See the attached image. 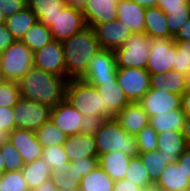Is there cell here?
Returning a JSON list of instances; mask_svg holds the SVG:
<instances>
[{
  "mask_svg": "<svg viewBox=\"0 0 190 191\" xmlns=\"http://www.w3.org/2000/svg\"><path fill=\"white\" fill-rule=\"evenodd\" d=\"M67 82L65 77L33 67L18 81V85L21 98L54 107L65 98Z\"/></svg>",
  "mask_w": 190,
  "mask_h": 191,
  "instance_id": "cell-1",
  "label": "cell"
},
{
  "mask_svg": "<svg viewBox=\"0 0 190 191\" xmlns=\"http://www.w3.org/2000/svg\"><path fill=\"white\" fill-rule=\"evenodd\" d=\"M61 43L66 64V79H81L86 74L90 61L101 50L93 28L86 26Z\"/></svg>",
  "mask_w": 190,
  "mask_h": 191,
  "instance_id": "cell-2",
  "label": "cell"
},
{
  "mask_svg": "<svg viewBox=\"0 0 190 191\" xmlns=\"http://www.w3.org/2000/svg\"><path fill=\"white\" fill-rule=\"evenodd\" d=\"M98 157L109 151H122L130 157H137L135 135L127 133L115 119H106L94 134Z\"/></svg>",
  "mask_w": 190,
  "mask_h": 191,
  "instance_id": "cell-3",
  "label": "cell"
},
{
  "mask_svg": "<svg viewBox=\"0 0 190 191\" xmlns=\"http://www.w3.org/2000/svg\"><path fill=\"white\" fill-rule=\"evenodd\" d=\"M34 53L21 41L15 40L0 54V71L4 80L18 82L34 67Z\"/></svg>",
  "mask_w": 190,
  "mask_h": 191,
  "instance_id": "cell-4",
  "label": "cell"
},
{
  "mask_svg": "<svg viewBox=\"0 0 190 191\" xmlns=\"http://www.w3.org/2000/svg\"><path fill=\"white\" fill-rule=\"evenodd\" d=\"M65 98L84 115L103 117V100L95 86L81 79H70L66 84Z\"/></svg>",
  "mask_w": 190,
  "mask_h": 191,
  "instance_id": "cell-5",
  "label": "cell"
},
{
  "mask_svg": "<svg viewBox=\"0 0 190 191\" xmlns=\"http://www.w3.org/2000/svg\"><path fill=\"white\" fill-rule=\"evenodd\" d=\"M151 39L145 33H133L114 50L117 68H147Z\"/></svg>",
  "mask_w": 190,
  "mask_h": 191,
  "instance_id": "cell-6",
  "label": "cell"
},
{
  "mask_svg": "<svg viewBox=\"0 0 190 191\" xmlns=\"http://www.w3.org/2000/svg\"><path fill=\"white\" fill-rule=\"evenodd\" d=\"M51 109L47 104L21 98L14 106L16 127L35 132L50 120Z\"/></svg>",
  "mask_w": 190,
  "mask_h": 191,
  "instance_id": "cell-7",
  "label": "cell"
},
{
  "mask_svg": "<svg viewBox=\"0 0 190 191\" xmlns=\"http://www.w3.org/2000/svg\"><path fill=\"white\" fill-rule=\"evenodd\" d=\"M177 48L173 38H153L146 70L149 74H167L173 70Z\"/></svg>",
  "mask_w": 190,
  "mask_h": 191,
  "instance_id": "cell-8",
  "label": "cell"
},
{
  "mask_svg": "<svg viewBox=\"0 0 190 191\" xmlns=\"http://www.w3.org/2000/svg\"><path fill=\"white\" fill-rule=\"evenodd\" d=\"M117 63L114 50L101 49L89 63V68L81 80L92 86L102 82L113 81L116 78Z\"/></svg>",
  "mask_w": 190,
  "mask_h": 191,
  "instance_id": "cell-9",
  "label": "cell"
},
{
  "mask_svg": "<svg viewBox=\"0 0 190 191\" xmlns=\"http://www.w3.org/2000/svg\"><path fill=\"white\" fill-rule=\"evenodd\" d=\"M116 77L129 102H139L150 89V74L142 68H117Z\"/></svg>",
  "mask_w": 190,
  "mask_h": 191,
  "instance_id": "cell-10",
  "label": "cell"
},
{
  "mask_svg": "<svg viewBox=\"0 0 190 191\" xmlns=\"http://www.w3.org/2000/svg\"><path fill=\"white\" fill-rule=\"evenodd\" d=\"M82 10L77 7L65 6L49 27L53 40L64 41L86 27Z\"/></svg>",
  "mask_w": 190,
  "mask_h": 191,
  "instance_id": "cell-11",
  "label": "cell"
},
{
  "mask_svg": "<svg viewBox=\"0 0 190 191\" xmlns=\"http://www.w3.org/2000/svg\"><path fill=\"white\" fill-rule=\"evenodd\" d=\"M34 67L66 78L64 50L60 41L53 40L34 52Z\"/></svg>",
  "mask_w": 190,
  "mask_h": 191,
  "instance_id": "cell-12",
  "label": "cell"
},
{
  "mask_svg": "<svg viewBox=\"0 0 190 191\" xmlns=\"http://www.w3.org/2000/svg\"><path fill=\"white\" fill-rule=\"evenodd\" d=\"M138 103L150 118L151 116L169 113L171 110L181 108L182 95L150 88Z\"/></svg>",
  "mask_w": 190,
  "mask_h": 191,
  "instance_id": "cell-13",
  "label": "cell"
},
{
  "mask_svg": "<svg viewBox=\"0 0 190 191\" xmlns=\"http://www.w3.org/2000/svg\"><path fill=\"white\" fill-rule=\"evenodd\" d=\"M120 0H86L81 8L86 25L94 27L98 24L113 22L117 19V4Z\"/></svg>",
  "mask_w": 190,
  "mask_h": 191,
  "instance_id": "cell-14",
  "label": "cell"
},
{
  "mask_svg": "<svg viewBox=\"0 0 190 191\" xmlns=\"http://www.w3.org/2000/svg\"><path fill=\"white\" fill-rule=\"evenodd\" d=\"M93 30L101 49L110 50L122 47L125 41L133 34L118 19L113 22L98 24L93 27Z\"/></svg>",
  "mask_w": 190,
  "mask_h": 191,
  "instance_id": "cell-15",
  "label": "cell"
},
{
  "mask_svg": "<svg viewBox=\"0 0 190 191\" xmlns=\"http://www.w3.org/2000/svg\"><path fill=\"white\" fill-rule=\"evenodd\" d=\"M95 87L102 96L103 118L105 119H115L116 114L130 103L121 89L117 77L113 81L102 82L101 85Z\"/></svg>",
  "mask_w": 190,
  "mask_h": 191,
  "instance_id": "cell-16",
  "label": "cell"
},
{
  "mask_svg": "<svg viewBox=\"0 0 190 191\" xmlns=\"http://www.w3.org/2000/svg\"><path fill=\"white\" fill-rule=\"evenodd\" d=\"M50 120L69 136L80 133L83 115L73 107L69 100L64 98L52 107Z\"/></svg>",
  "mask_w": 190,
  "mask_h": 191,
  "instance_id": "cell-17",
  "label": "cell"
},
{
  "mask_svg": "<svg viewBox=\"0 0 190 191\" xmlns=\"http://www.w3.org/2000/svg\"><path fill=\"white\" fill-rule=\"evenodd\" d=\"M8 140L18 149L25 164L41 158L43 147L35 132L16 127L8 134Z\"/></svg>",
  "mask_w": 190,
  "mask_h": 191,
  "instance_id": "cell-18",
  "label": "cell"
},
{
  "mask_svg": "<svg viewBox=\"0 0 190 191\" xmlns=\"http://www.w3.org/2000/svg\"><path fill=\"white\" fill-rule=\"evenodd\" d=\"M115 120L129 134L136 135L149 125V116L138 102H130L119 113Z\"/></svg>",
  "mask_w": 190,
  "mask_h": 191,
  "instance_id": "cell-19",
  "label": "cell"
},
{
  "mask_svg": "<svg viewBox=\"0 0 190 191\" xmlns=\"http://www.w3.org/2000/svg\"><path fill=\"white\" fill-rule=\"evenodd\" d=\"M63 147L70 162L86 157H98L93 135L83 133L69 135Z\"/></svg>",
  "mask_w": 190,
  "mask_h": 191,
  "instance_id": "cell-20",
  "label": "cell"
},
{
  "mask_svg": "<svg viewBox=\"0 0 190 191\" xmlns=\"http://www.w3.org/2000/svg\"><path fill=\"white\" fill-rule=\"evenodd\" d=\"M146 8L131 0H120L117 4V19L132 33H144Z\"/></svg>",
  "mask_w": 190,
  "mask_h": 191,
  "instance_id": "cell-21",
  "label": "cell"
},
{
  "mask_svg": "<svg viewBox=\"0 0 190 191\" xmlns=\"http://www.w3.org/2000/svg\"><path fill=\"white\" fill-rule=\"evenodd\" d=\"M182 131H164L157 135V150L162 152L167 164L175 163L180 154L188 148Z\"/></svg>",
  "mask_w": 190,
  "mask_h": 191,
  "instance_id": "cell-22",
  "label": "cell"
},
{
  "mask_svg": "<svg viewBox=\"0 0 190 191\" xmlns=\"http://www.w3.org/2000/svg\"><path fill=\"white\" fill-rule=\"evenodd\" d=\"M150 88L182 95L190 87V78L177 70L167 74H150Z\"/></svg>",
  "mask_w": 190,
  "mask_h": 191,
  "instance_id": "cell-23",
  "label": "cell"
},
{
  "mask_svg": "<svg viewBox=\"0 0 190 191\" xmlns=\"http://www.w3.org/2000/svg\"><path fill=\"white\" fill-rule=\"evenodd\" d=\"M162 191H182L190 188V179L178 162L167 164L154 183Z\"/></svg>",
  "mask_w": 190,
  "mask_h": 191,
  "instance_id": "cell-24",
  "label": "cell"
},
{
  "mask_svg": "<svg viewBox=\"0 0 190 191\" xmlns=\"http://www.w3.org/2000/svg\"><path fill=\"white\" fill-rule=\"evenodd\" d=\"M132 157L122 151H109L98 157L99 166L114 180H122Z\"/></svg>",
  "mask_w": 190,
  "mask_h": 191,
  "instance_id": "cell-25",
  "label": "cell"
},
{
  "mask_svg": "<svg viewBox=\"0 0 190 191\" xmlns=\"http://www.w3.org/2000/svg\"><path fill=\"white\" fill-rule=\"evenodd\" d=\"M144 33L150 38H174L169 31L165 13L158 7L146 8Z\"/></svg>",
  "mask_w": 190,
  "mask_h": 191,
  "instance_id": "cell-26",
  "label": "cell"
},
{
  "mask_svg": "<svg viewBox=\"0 0 190 191\" xmlns=\"http://www.w3.org/2000/svg\"><path fill=\"white\" fill-rule=\"evenodd\" d=\"M66 6L64 0H27V7L36 15L37 20L50 27L55 17Z\"/></svg>",
  "mask_w": 190,
  "mask_h": 191,
  "instance_id": "cell-27",
  "label": "cell"
},
{
  "mask_svg": "<svg viewBox=\"0 0 190 191\" xmlns=\"http://www.w3.org/2000/svg\"><path fill=\"white\" fill-rule=\"evenodd\" d=\"M36 15L28 7L6 17V27L15 40H21L25 33L37 22Z\"/></svg>",
  "mask_w": 190,
  "mask_h": 191,
  "instance_id": "cell-28",
  "label": "cell"
},
{
  "mask_svg": "<svg viewBox=\"0 0 190 191\" xmlns=\"http://www.w3.org/2000/svg\"><path fill=\"white\" fill-rule=\"evenodd\" d=\"M185 114L181 108L169 111V113L158 114L149 118V124L157 132L182 131Z\"/></svg>",
  "mask_w": 190,
  "mask_h": 191,
  "instance_id": "cell-29",
  "label": "cell"
},
{
  "mask_svg": "<svg viewBox=\"0 0 190 191\" xmlns=\"http://www.w3.org/2000/svg\"><path fill=\"white\" fill-rule=\"evenodd\" d=\"M21 171L29 190H33L51 178V170L41 158L26 163Z\"/></svg>",
  "mask_w": 190,
  "mask_h": 191,
  "instance_id": "cell-30",
  "label": "cell"
},
{
  "mask_svg": "<svg viewBox=\"0 0 190 191\" xmlns=\"http://www.w3.org/2000/svg\"><path fill=\"white\" fill-rule=\"evenodd\" d=\"M114 183L115 181L98 165L82 177L79 191H113Z\"/></svg>",
  "mask_w": 190,
  "mask_h": 191,
  "instance_id": "cell-31",
  "label": "cell"
},
{
  "mask_svg": "<svg viewBox=\"0 0 190 191\" xmlns=\"http://www.w3.org/2000/svg\"><path fill=\"white\" fill-rule=\"evenodd\" d=\"M21 41L34 53L53 41L49 27L37 21L22 37Z\"/></svg>",
  "mask_w": 190,
  "mask_h": 191,
  "instance_id": "cell-32",
  "label": "cell"
},
{
  "mask_svg": "<svg viewBox=\"0 0 190 191\" xmlns=\"http://www.w3.org/2000/svg\"><path fill=\"white\" fill-rule=\"evenodd\" d=\"M36 138L43 148L52 145H63L67 140L66 135L59 127H57L51 120L44 123L36 131Z\"/></svg>",
  "mask_w": 190,
  "mask_h": 191,
  "instance_id": "cell-33",
  "label": "cell"
},
{
  "mask_svg": "<svg viewBox=\"0 0 190 191\" xmlns=\"http://www.w3.org/2000/svg\"><path fill=\"white\" fill-rule=\"evenodd\" d=\"M138 157L147 169L150 179L155 183L167 165V160L163 157L162 152L153 150L145 153H138Z\"/></svg>",
  "mask_w": 190,
  "mask_h": 191,
  "instance_id": "cell-34",
  "label": "cell"
},
{
  "mask_svg": "<svg viewBox=\"0 0 190 191\" xmlns=\"http://www.w3.org/2000/svg\"><path fill=\"white\" fill-rule=\"evenodd\" d=\"M124 179L141 188H145L154 184V182L149 177L147 169L144 167L138 156L131 158Z\"/></svg>",
  "mask_w": 190,
  "mask_h": 191,
  "instance_id": "cell-35",
  "label": "cell"
},
{
  "mask_svg": "<svg viewBox=\"0 0 190 191\" xmlns=\"http://www.w3.org/2000/svg\"><path fill=\"white\" fill-rule=\"evenodd\" d=\"M41 159L46 162L49 169L69 168L68 156L63 145H52L43 148Z\"/></svg>",
  "mask_w": 190,
  "mask_h": 191,
  "instance_id": "cell-36",
  "label": "cell"
},
{
  "mask_svg": "<svg viewBox=\"0 0 190 191\" xmlns=\"http://www.w3.org/2000/svg\"><path fill=\"white\" fill-rule=\"evenodd\" d=\"M0 151L5 163V172L22 170L25 165L22 156L9 140L0 145Z\"/></svg>",
  "mask_w": 190,
  "mask_h": 191,
  "instance_id": "cell-37",
  "label": "cell"
},
{
  "mask_svg": "<svg viewBox=\"0 0 190 191\" xmlns=\"http://www.w3.org/2000/svg\"><path fill=\"white\" fill-rule=\"evenodd\" d=\"M177 51L175 54L173 70H177L190 78V40L174 41Z\"/></svg>",
  "mask_w": 190,
  "mask_h": 191,
  "instance_id": "cell-38",
  "label": "cell"
},
{
  "mask_svg": "<svg viewBox=\"0 0 190 191\" xmlns=\"http://www.w3.org/2000/svg\"><path fill=\"white\" fill-rule=\"evenodd\" d=\"M22 171H9L0 175V191H28Z\"/></svg>",
  "mask_w": 190,
  "mask_h": 191,
  "instance_id": "cell-39",
  "label": "cell"
},
{
  "mask_svg": "<svg viewBox=\"0 0 190 191\" xmlns=\"http://www.w3.org/2000/svg\"><path fill=\"white\" fill-rule=\"evenodd\" d=\"M20 99L18 82L3 80L0 83V106L14 107Z\"/></svg>",
  "mask_w": 190,
  "mask_h": 191,
  "instance_id": "cell-40",
  "label": "cell"
},
{
  "mask_svg": "<svg viewBox=\"0 0 190 191\" xmlns=\"http://www.w3.org/2000/svg\"><path fill=\"white\" fill-rule=\"evenodd\" d=\"M98 165V157L81 158L73 162L69 161L67 172L74 180L80 182L83 176L88 175Z\"/></svg>",
  "mask_w": 190,
  "mask_h": 191,
  "instance_id": "cell-41",
  "label": "cell"
},
{
  "mask_svg": "<svg viewBox=\"0 0 190 191\" xmlns=\"http://www.w3.org/2000/svg\"><path fill=\"white\" fill-rule=\"evenodd\" d=\"M170 34L175 37L181 27L190 18V8L169 9V12H164Z\"/></svg>",
  "mask_w": 190,
  "mask_h": 191,
  "instance_id": "cell-42",
  "label": "cell"
},
{
  "mask_svg": "<svg viewBox=\"0 0 190 191\" xmlns=\"http://www.w3.org/2000/svg\"><path fill=\"white\" fill-rule=\"evenodd\" d=\"M157 135L158 133L150 124L137 133L135 137L138 153L157 150Z\"/></svg>",
  "mask_w": 190,
  "mask_h": 191,
  "instance_id": "cell-43",
  "label": "cell"
},
{
  "mask_svg": "<svg viewBox=\"0 0 190 191\" xmlns=\"http://www.w3.org/2000/svg\"><path fill=\"white\" fill-rule=\"evenodd\" d=\"M67 171H68L67 168L53 169L51 171L50 180L59 190H65V189L79 190L80 182L74 180Z\"/></svg>",
  "mask_w": 190,
  "mask_h": 191,
  "instance_id": "cell-44",
  "label": "cell"
},
{
  "mask_svg": "<svg viewBox=\"0 0 190 191\" xmlns=\"http://www.w3.org/2000/svg\"><path fill=\"white\" fill-rule=\"evenodd\" d=\"M106 119L100 115H84L80 125V133L93 135L102 126Z\"/></svg>",
  "mask_w": 190,
  "mask_h": 191,
  "instance_id": "cell-45",
  "label": "cell"
},
{
  "mask_svg": "<svg viewBox=\"0 0 190 191\" xmlns=\"http://www.w3.org/2000/svg\"><path fill=\"white\" fill-rule=\"evenodd\" d=\"M14 107L0 106V130L10 133L16 128Z\"/></svg>",
  "mask_w": 190,
  "mask_h": 191,
  "instance_id": "cell-46",
  "label": "cell"
},
{
  "mask_svg": "<svg viewBox=\"0 0 190 191\" xmlns=\"http://www.w3.org/2000/svg\"><path fill=\"white\" fill-rule=\"evenodd\" d=\"M27 7V0H0V11L5 17L16 14Z\"/></svg>",
  "mask_w": 190,
  "mask_h": 191,
  "instance_id": "cell-47",
  "label": "cell"
},
{
  "mask_svg": "<svg viewBox=\"0 0 190 191\" xmlns=\"http://www.w3.org/2000/svg\"><path fill=\"white\" fill-rule=\"evenodd\" d=\"M157 7L163 12H169V9L190 8L189 0H158Z\"/></svg>",
  "mask_w": 190,
  "mask_h": 191,
  "instance_id": "cell-48",
  "label": "cell"
},
{
  "mask_svg": "<svg viewBox=\"0 0 190 191\" xmlns=\"http://www.w3.org/2000/svg\"><path fill=\"white\" fill-rule=\"evenodd\" d=\"M15 39L12 33L7 29L6 24L0 25V54L4 52Z\"/></svg>",
  "mask_w": 190,
  "mask_h": 191,
  "instance_id": "cell-49",
  "label": "cell"
},
{
  "mask_svg": "<svg viewBox=\"0 0 190 191\" xmlns=\"http://www.w3.org/2000/svg\"><path fill=\"white\" fill-rule=\"evenodd\" d=\"M142 189L132 182L122 179L115 181L113 191H142Z\"/></svg>",
  "mask_w": 190,
  "mask_h": 191,
  "instance_id": "cell-50",
  "label": "cell"
},
{
  "mask_svg": "<svg viewBox=\"0 0 190 191\" xmlns=\"http://www.w3.org/2000/svg\"><path fill=\"white\" fill-rule=\"evenodd\" d=\"M177 162L190 179V146L180 154Z\"/></svg>",
  "mask_w": 190,
  "mask_h": 191,
  "instance_id": "cell-51",
  "label": "cell"
},
{
  "mask_svg": "<svg viewBox=\"0 0 190 191\" xmlns=\"http://www.w3.org/2000/svg\"><path fill=\"white\" fill-rule=\"evenodd\" d=\"M174 41H189L190 40V18L181 27L180 31L173 38Z\"/></svg>",
  "mask_w": 190,
  "mask_h": 191,
  "instance_id": "cell-52",
  "label": "cell"
},
{
  "mask_svg": "<svg viewBox=\"0 0 190 191\" xmlns=\"http://www.w3.org/2000/svg\"><path fill=\"white\" fill-rule=\"evenodd\" d=\"M181 109L185 117H190V87L182 94Z\"/></svg>",
  "mask_w": 190,
  "mask_h": 191,
  "instance_id": "cell-53",
  "label": "cell"
},
{
  "mask_svg": "<svg viewBox=\"0 0 190 191\" xmlns=\"http://www.w3.org/2000/svg\"><path fill=\"white\" fill-rule=\"evenodd\" d=\"M32 191H79L74 189L59 190L51 180L42 183L40 186L34 188Z\"/></svg>",
  "mask_w": 190,
  "mask_h": 191,
  "instance_id": "cell-54",
  "label": "cell"
},
{
  "mask_svg": "<svg viewBox=\"0 0 190 191\" xmlns=\"http://www.w3.org/2000/svg\"><path fill=\"white\" fill-rule=\"evenodd\" d=\"M182 134L186 143L190 146V117H185Z\"/></svg>",
  "mask_w": 190,
  "mask_h": 191,
  "instance_id": "cell-55",
  "label": "cell"
},
{
  "mask_svg": "<svg viewBox=\"0 0 190 191\" xmlns=\"http://www.w3.org/2000/svg\"><path fill=\"white\" fill-rule=\"evenodd\" d=\"M131 1H134L140 6H143L145 8H152V7H157L158 0H131Z\"/></svg>",
  "mask_w": 190,
  "mask_h": 191,
  "instance_id": "cell-56",
  "label": "cell"
},
{
  "mask_svg": "<svg viewBox=\"0 0 190 191\" xmlns=\"http://www.w3.org/2000/svg\"><path fill=\"white\" fill-rule=\"evenodd\" d=\"M67 6L82 8L86 0H64Z\"/></svg>",
  "mask_w": 190,
  "mask_h": 191,
  "instance_id": "cell-57",
  "label": "cell"
},
{
  "mask_svg": "<svg viewBox=\"0 0 190 191\" xmlns=\"http://www.w3.org/2000/svg\"><path fill=\"white\" fill-rule=\"evenodd\" d=\"M8 134L6 131L0 130V145H2L5 141L8 140Z\"/></svg>",
  "mask_w": 190,
  "mask_h": 191,
  "instance_id": "cell-58",
  "label": "cell"
},
{
  "mask_svg": "<svg viewBox=\"0 0 190 191\" xmlns=\"http://www.w3.org/2000/svg\"><path fill=\"white\" fill-rule=\"evenodd\" d=\"M142 191H162L157 185L153 184L151 186L145 187Z\"/></svg>",
  "mask_w": 190,
  "mask_h": 191,
  "instance_id": "cell-59",
  "label": "cell"
},
{
  "mask_svg": "<svg viewBox=\"0 0 190 191\" xmlns=\"http://www.w3.org/2000/svg\"><path fill=\"white\" fill-rule=\"evenodd\" d=\"M4 172H5V163L0 151V175H2Z\"/></svg>",
  "mask_w": 190,
  "mask_h": 191,
  "instance_id": "cell-60",
  "label": "cell"
},
{
  "mask_svg": "<svg viewBox=\"0 0 190 191\" xmlns=\"http://www.w3.org/2000/svg\"><path fill=\"white\" fill-rule=\"evenodd\" d=\"M6 21V17L4 14H2V12L0 11V25L1 24H5Z\"/></svg>",
  "mask_w": 190,
  "mask_h": 191,
  "instance_id": "cell-61",
  "label": "cell"
},
{
  "mask_svg": "<svg viewBox=\"0 0 190 191\" xmlns=\"http://www.w3.org/2000/svg\"><path fill=\"white\" fill-rule=\"evenodd\" d=\"M4 80L3 76H2V73L0 71V83Z\"/></svg>",
  "mask_w": 190,
  "mask_h": 191,
  "instance_id": "cell-62",
  "label": "cell"
}]
</instances>
